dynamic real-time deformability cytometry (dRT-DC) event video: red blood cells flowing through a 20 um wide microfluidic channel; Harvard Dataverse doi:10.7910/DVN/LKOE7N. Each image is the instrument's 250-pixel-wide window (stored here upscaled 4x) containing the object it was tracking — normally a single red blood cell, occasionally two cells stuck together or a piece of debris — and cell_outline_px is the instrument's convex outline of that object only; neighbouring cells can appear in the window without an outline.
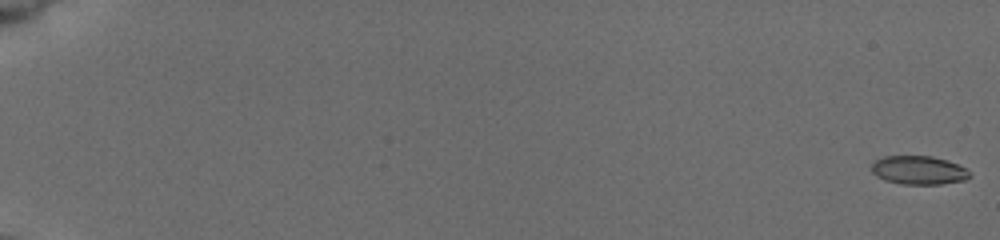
{"species": "common noctule bat (a hibernating species)", "species_latin": "Nyctalus noctula", "temperature_condition": "cold", "stored_images_in_passage": 56, "camera_frame_rate_fps": 3000, "um_per_image_px": 0.085, "animal": {"sex": "female", "body_mass_g": 19.5, "forearm_length_mm": 54.1}, "frame": {"image": 1, "passage_image": 1, "time_ms": 0.0, "image_size_px": [1000, 240], "cell_outline_px": [[972, 176], [964, 180], [940, 184], [900, 184], [884, 180], [876, 176], [872, 172], [872, 164], [876, 160], [884, 156], [932, 156], [948, 160], [964, 168]], "centroid_in_image_um": [78.06, 14.47], "position_along_channel_um": 6.9, "area_um2": 16.3}}
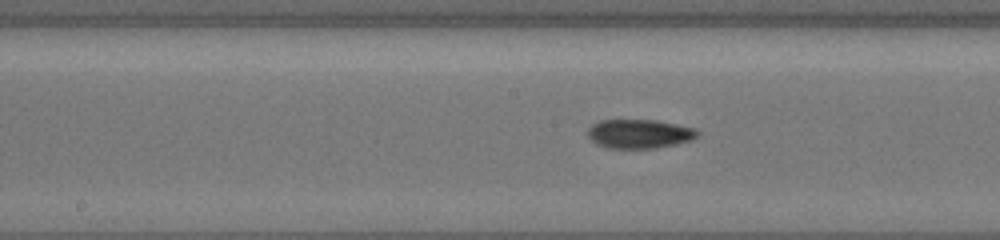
{"frame": {"image": 2, "passage_image": 32, "time_ms": 10.333, "image_size_px": [1000, 240], "cell_outline_px": [[700, 136], [692, 140], [676, 144], [656, 148], [608, 148], [596, 144], [588, 136], [588, 128], [592, 124], [600, 120], [656, 120], [696, 128], [700, 132]], "centroid_in_image_um": [54.38, 11.37], "position_along_channel_um": 193.8, "area_um2": 18.73}}
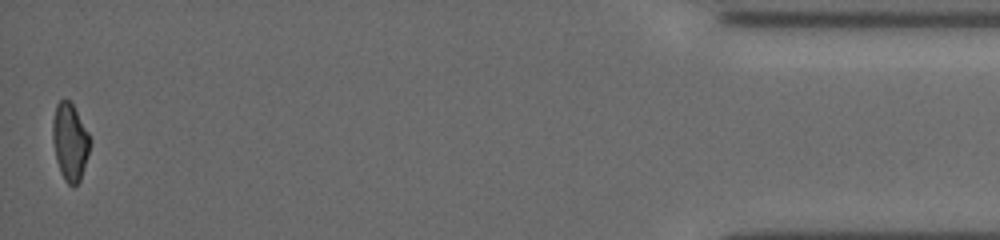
{"frame": {"image": 3, "passage_image": 56, "time_ms": 18.333, "image_size_px": [1000, 240], "cell_outline_px": [[92, 140], [80, 180], [72, 188], [64, 180], [60, 172], [56, 160], [52, 140], [52, 120], [56, 104], [60, 100], [68, 100], [72, 104], [88, 132]], "centroid_in_image_um": [5.93, 12.07], "position_along_channel_um": 429.3, "area_um2": 16.88}, "authors_computed_cell_mechanics": {"area_um2": 17.4556, "velocity_mm_per_s": 3.8646, "shape_relaxation_time_tau1_ms": 6.4226, "shape_relaxation_time_tau2_ms": 4.7646, "deformation_change_tau1": 0.1612, "deformation_change_tau2": 0.0947}}